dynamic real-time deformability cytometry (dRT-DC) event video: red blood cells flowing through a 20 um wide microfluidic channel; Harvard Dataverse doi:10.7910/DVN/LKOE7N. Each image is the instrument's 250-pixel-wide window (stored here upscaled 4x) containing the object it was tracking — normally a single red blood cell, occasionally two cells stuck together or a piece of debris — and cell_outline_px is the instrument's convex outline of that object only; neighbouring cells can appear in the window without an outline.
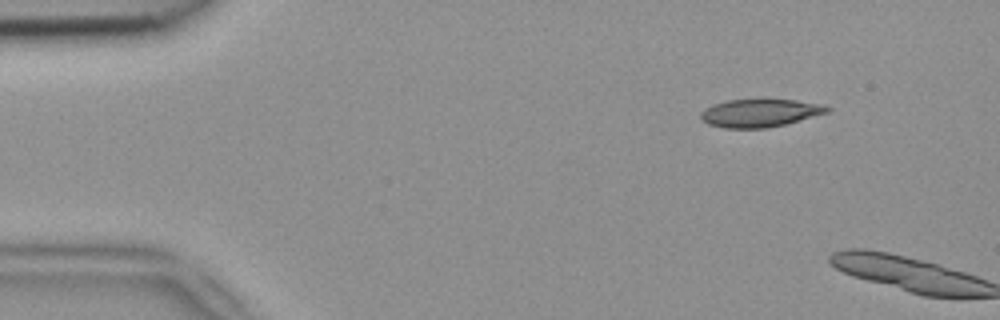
{"species": "common noctule bat (a hibernating species)", "species_latin": "Nyctalus noctula", "temperature_condition": "room temperature", "stored_images_in_passage": 2, "camera_frame_rate_fps": 3000, "um_per_image_px": 0.085, "animal": {"sex": "female", "body_mass_g": 18.4}, "frame": {"image": 1, "passage_image": 1, "time_ms": 0.0, "image_size_px": [1000, 320], "cell_outline_px": [[832, 108], [828, 112], [784, 124], [768, 128], [724, 128], [708, 124], [700, 116], [700, 112], [704, 108], [712, 104], [728, 100], [760, 96], [764, 96], [796, 100], [824, 104]], "centroid_in_image_um": [64.59, 9.54], "position_along_channel_um": 20.4, "area_um2": 21.5}}